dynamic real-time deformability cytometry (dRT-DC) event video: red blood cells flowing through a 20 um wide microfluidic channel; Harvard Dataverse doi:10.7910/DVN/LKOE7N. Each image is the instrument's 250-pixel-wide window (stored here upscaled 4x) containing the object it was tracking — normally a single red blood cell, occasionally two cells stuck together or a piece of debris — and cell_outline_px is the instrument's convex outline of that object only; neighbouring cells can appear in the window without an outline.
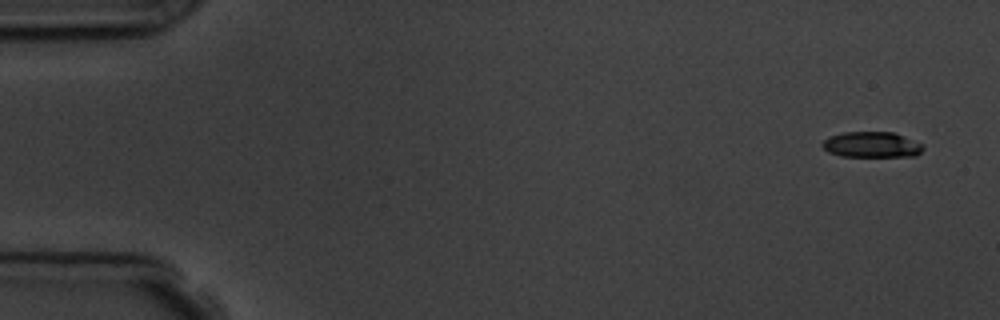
{"species": "common noctule bat (a hibernating species)", "species_latin": "Nyctalus noctula", "temperature_condition": "room temperature", "stored_images_in_passage": 6, "camera_frame_rate_fps": 3000, "um_per_image_px": 0.085, "animal": {"sex": "male", "body_mass_g": 19.5, "forearm_length_mm": 54.6}, "frame": {"image": 1, "passage_image": 1, "time_ms": 0.0, "image_size_px": [1000, 320], "cell_outline_px": [[924, 148], [916, 156], [840, 156], [828, 152], [820, 144], [828, 136], [844, 132], [892, 132], [904, 136], [924, 144]], "centroid_in_image_um": [74.09, 12.29], "position_along_channel_um": 10.9, "area_um2": 15.14}}
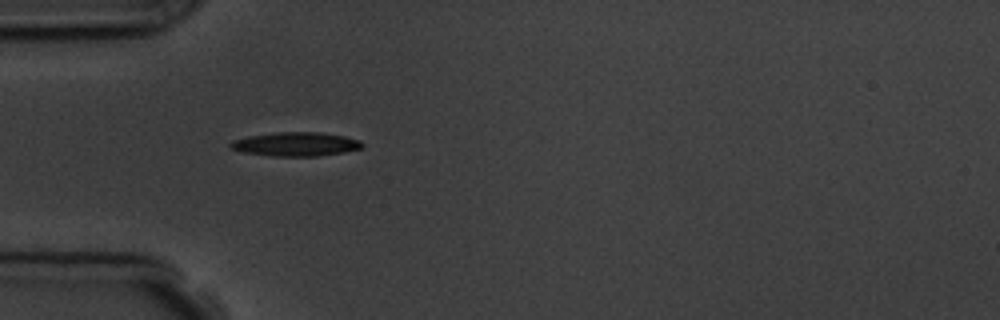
{"frame": {"image": 2, "passage_image": 5, "time_ms": 4.667, "image_size_px": [1000, 320], "cell_outline_px": [[364, 144], [360, 148], [344, 152], [316, 156], [272, 156], [244, 152], [232, 148], [228, 144], [232, 140], [248, 136], [276, 132], [320, 132], [344, 136], [360, 140]], "centroid_in_image_um": [25.13, 12.24], "position_along_channel_um": 59.9, "area_um2": 18.26}}